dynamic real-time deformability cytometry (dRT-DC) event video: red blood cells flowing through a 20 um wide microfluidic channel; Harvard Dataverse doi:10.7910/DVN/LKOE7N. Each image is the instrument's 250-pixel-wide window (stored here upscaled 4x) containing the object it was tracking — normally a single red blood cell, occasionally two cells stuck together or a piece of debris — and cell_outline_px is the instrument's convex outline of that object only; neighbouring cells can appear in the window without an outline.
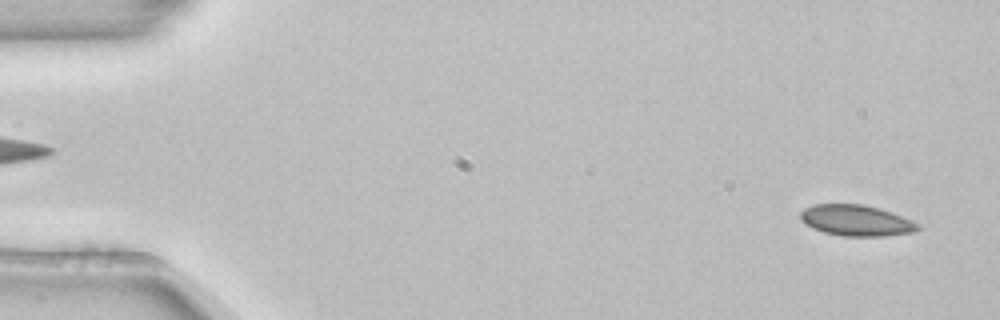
{"species": "common noctule bat (a hibernating species)", "species_latin": "Nyctalus noctula", "temperature_condition": "room temperature", "stored_images_in_passage": 4, "segment_of_instrument_passage": [2, 2], "camera_frame_rate_fps": 3000, "um_per_image_px": 0.085, "animal": {"sex": "female", "body_mass_g": 22.7, "forearm_length_mm": 54.2}, "frame": {"image": 1, "passage_image": 4, "time_ms": 1.0, "image_size_px": [1000, 320], "cell_outline_px": [[920, 228], [916, 232], [884, 236], [844, 236], [824, 232], [812, 228], [804, 224], [800, 220], [800, 212], [804, 208], [816, 204], [864, 204], [880, 208], [892, 212], [912, 220], [920, 224]], "centroid_in_image_um": [72.79, 18.74], "position_along_channel_um": 12.2, "area_um2": 21.44}}